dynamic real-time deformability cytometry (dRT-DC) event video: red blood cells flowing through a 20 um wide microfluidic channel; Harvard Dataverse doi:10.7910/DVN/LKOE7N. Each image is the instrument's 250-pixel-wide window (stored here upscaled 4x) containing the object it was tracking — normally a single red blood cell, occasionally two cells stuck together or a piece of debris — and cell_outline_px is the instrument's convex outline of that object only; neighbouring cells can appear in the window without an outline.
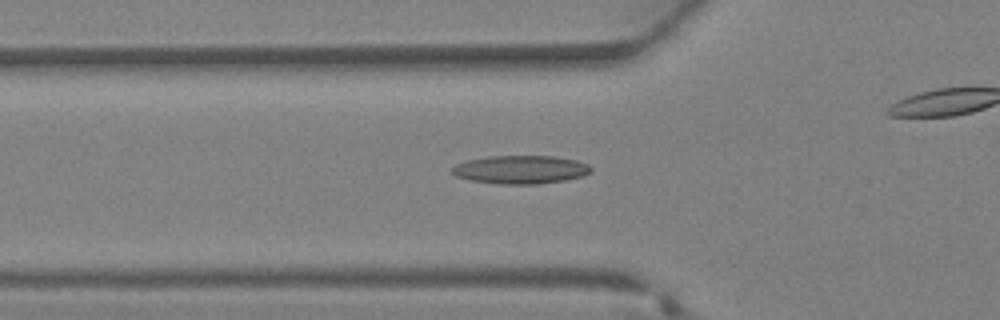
{"species": "Egyptian fruit bat (a non-hibernating species)", "species_latin": "Rousettus aegyptiacus", "temperature_condition": "warm", "stored_images_in_passage": 32, "camera_frame_rate_fps": 3000, "um_per_image_px": 0.085, "animal": {"sex": "female"}, "frame": {"image": 1, "passage_image": 14, "time_ms": 4.333, "image_size_px": [1000, 320], "cell_outline_px": [[592, 168], [588, 172], [580, 176], [564, 180], [536, 184], [500, 184], [472, 180], [456, 176], [452, 172], [452, 168], [456, 164], [468, 160], [488, 156], [552, 156], [576, 160], [588, 164]], "centroid_in_image_um": [44.23, 14.41], "position_along_channel_um": 81.6, "area_um2": 22.6}}
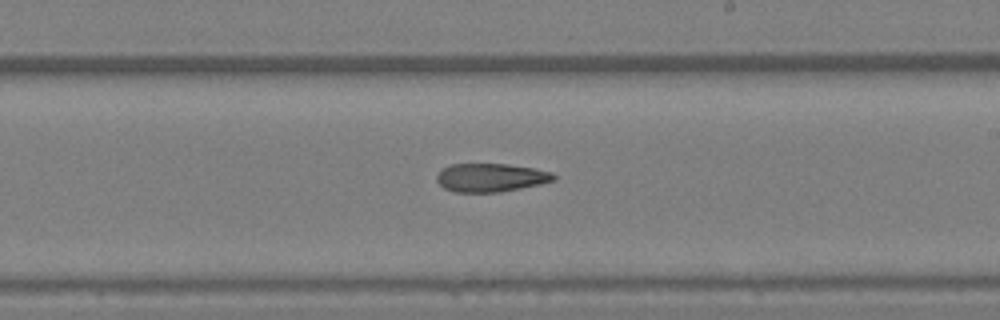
{"frame": {"image": 2, "passage_image": 23, "time_ms": 7.333, "image_size_px": [1000, 320], "cell_outline_px": [[556, 180], [540, 184], [500, 192], [456, 192], [444, 188], [436, 180], [436, 176], [444, 168], [452, 164], [504, 164], [532, 168], [552, 172], [556, 176]], "centroid_in_image_um": [41.73, 15.1], "position_along_channel_um": 247.3, "area_um2": 19.19}}
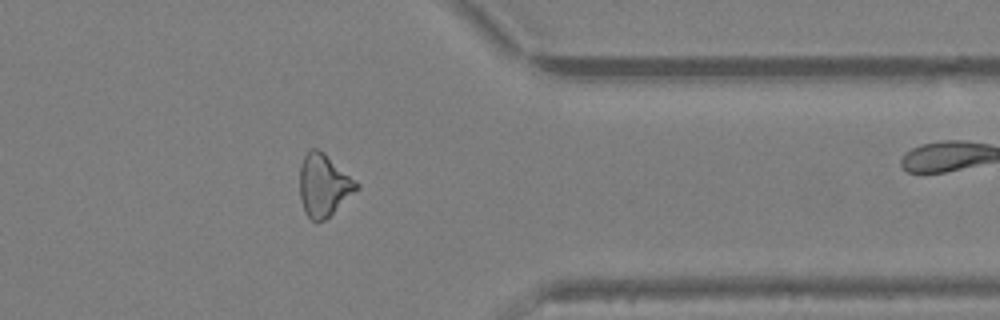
{"frame": {"image": 3, "passage_image": 31, "time_ms": 10.0, "image_size_px": [1000, 320], "cell_outline_px": [[360, 188], [324, 220], [316, 224], [304, 212], [300, 200], [300, 168], [304, 156], [312, 148], [316, 148], [324, 152], [360, 184]], "centroid_in_image_um": [27.52, 15.76], "position_along_channel_um": 383.9, "area_um2": 20.63}}